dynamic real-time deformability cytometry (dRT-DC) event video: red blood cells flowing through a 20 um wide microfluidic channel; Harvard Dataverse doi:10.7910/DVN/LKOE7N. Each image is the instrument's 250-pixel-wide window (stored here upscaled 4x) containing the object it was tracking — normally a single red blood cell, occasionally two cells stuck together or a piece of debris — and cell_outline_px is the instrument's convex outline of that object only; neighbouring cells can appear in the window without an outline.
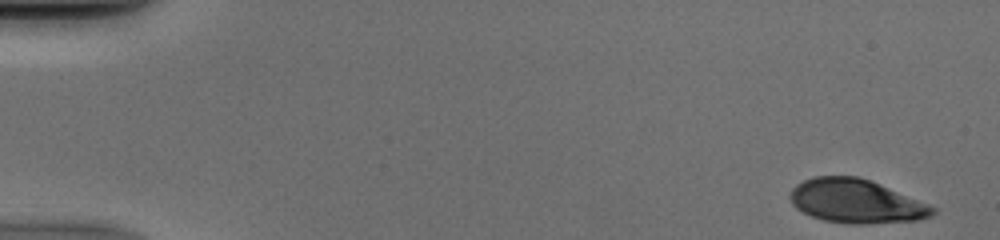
{"species": "human", "species_latin": "Homo sapiens", "temperature_condition": "cold", "stored_images_in_passage": 51, "camera_frame_rate_fps": 3000, "um_per_image_px": 0.085, "donor": {"sex": "male"}, "frame": {"image": 1, "passage_image": 2, "time_ms": 0.333, "image_size_px": [1000, 240], "cell_outline_px": [[936, 212], [932, 216], [916, 220], [864, 224], [848, 224], [824, 220], [812, 216], [796, 208], [792, 204], [788, 196], [792, 188], [796, 184], [812, 176], [860, 176], [880, 184], [928, 204], [936, 208]], "centroid_in_image_um": [72.74, 17.1], "position_along_channel_um": 12.3, "area_um2": 36.36}}
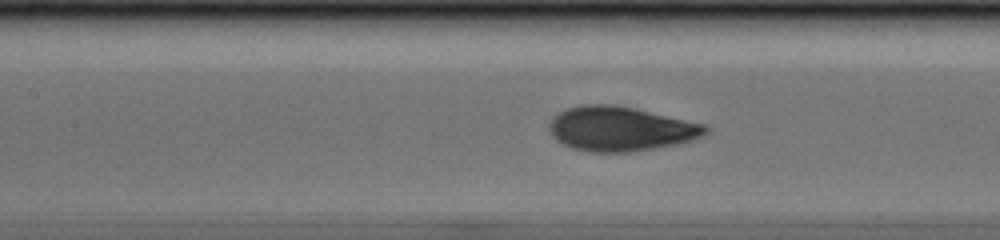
{"frame": {"image": 2, "passage_image": 24, "time_ms": 7.667, "image_size_px": [1000, 240], "cell_outline_px": [[708, 132], [704, 136], [692, 140], [676, 144], [628, 152], [588, 152], [572, 148], [556, 140], [552, 136], [548, 128], [548, 124], [552, 116], [568, 108], [580, 104], [616, 104], [708, 124]], "centroid_in_image_um": [52.74, 10.94], "position_along_channel_um": 154.7, "area_um2": 40.86}}
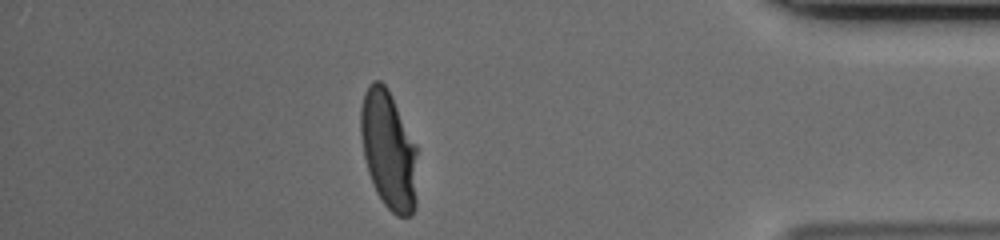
{"frame": {"image": 3, "passage_image": 45, "time_ms": 14.667, "image_size_px": [1000, 240], "cell_outline_px": [[416, 208], [412, 216], [396, 216], [384, 204], [376, 192], [368, 172], [364, 156], [360, 136], [360, 108], [364, 92], [368, 84], [372, 80], [380, 80], [388, 88], [416, 144]], "centroid_in_image_um": [33.02, 12.74], "position_along_channel_um": 402.2, "area_um2": 39.48}}